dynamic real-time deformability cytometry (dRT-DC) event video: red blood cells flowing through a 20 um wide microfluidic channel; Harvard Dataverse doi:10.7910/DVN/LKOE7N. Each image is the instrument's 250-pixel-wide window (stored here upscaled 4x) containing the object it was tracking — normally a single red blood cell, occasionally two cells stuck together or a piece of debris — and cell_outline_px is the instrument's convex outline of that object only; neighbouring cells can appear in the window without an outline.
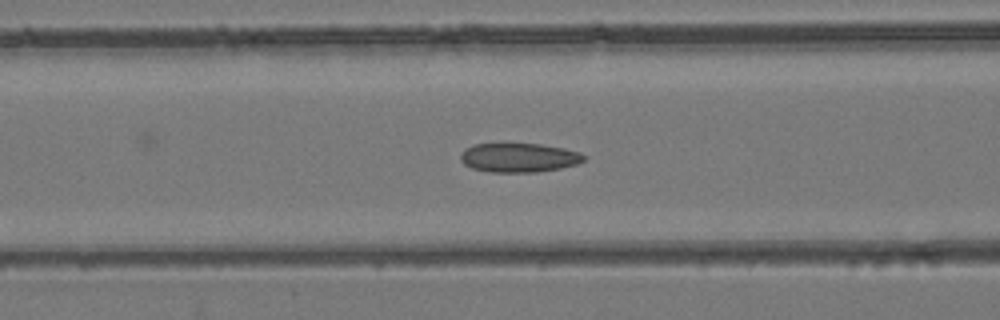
{"species": "common noctule bat (a hibernating species)", "species_latin": "Nyctalus noctula", "temperature_condition": "room temperature", "stored_images_in_passage": 41, "camera_frame_rate_fps": 3000, "um_per_image_px": 0.085, "animal": {"sex": "female", "body_mass_g": 24.6, "forearm_length_mm": 56.2}, "frame": {"image": 1, "passage_image": 11, "time_ms": 3.333, "image_size_px": [1000, 320], "cell_outline_px": [[584, 160], [576, 164], [560, 168], [536, 172], [492, 172], [472, 168], [464, 164], [460, 160], [460, 156], [464, 148], [472, 144], [540, 144], [564, 148], [580, 152], [584, 156]], "centroid_in_image_um": [44.08, 13.39], "position_along_channel_um": 122.5, "area_um2": 20.87}}
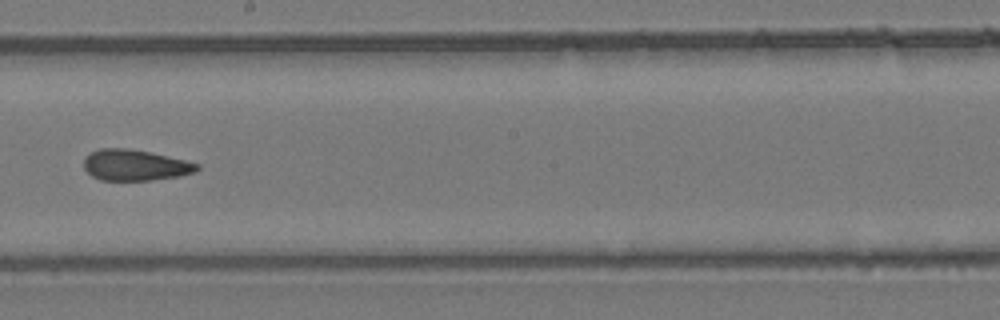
{"frame": {"image": 2, "passage_image": 19, "time_ms": 6.0, "image_size_px": [1000, 320], "cell_outline_px": [[200, 168], [196, 172], [180, 176], [152, 180], [100, 180], [92, 176], [84, 168], [84, 156], [100, 148], [128, 148], [148, 152], [184, 160], [200, 164]], "centroid_in_image_um": [11.48, 14.04], "position_along_channel_um": 236.7, "area_um2": 20.4}}
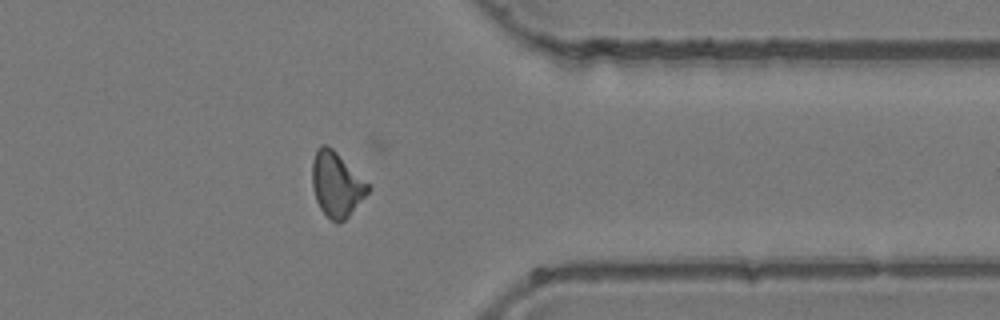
{"frame": {"image": 3, "passage_image": 30, "time_ms": 9.667, "image_size_px": [1000, 320], "cell_outline_px": [[372, 188], [348, 216], [344, 220], [336, 224], [320, 208], [316, 200], [312, 184], [312, 160], [316, 148], [320, 144], [328, 144]], "centroid_in_image_um": [28.57, 15.65], "position_along_channel_um": 382.8, "area_um2": 20.81}}